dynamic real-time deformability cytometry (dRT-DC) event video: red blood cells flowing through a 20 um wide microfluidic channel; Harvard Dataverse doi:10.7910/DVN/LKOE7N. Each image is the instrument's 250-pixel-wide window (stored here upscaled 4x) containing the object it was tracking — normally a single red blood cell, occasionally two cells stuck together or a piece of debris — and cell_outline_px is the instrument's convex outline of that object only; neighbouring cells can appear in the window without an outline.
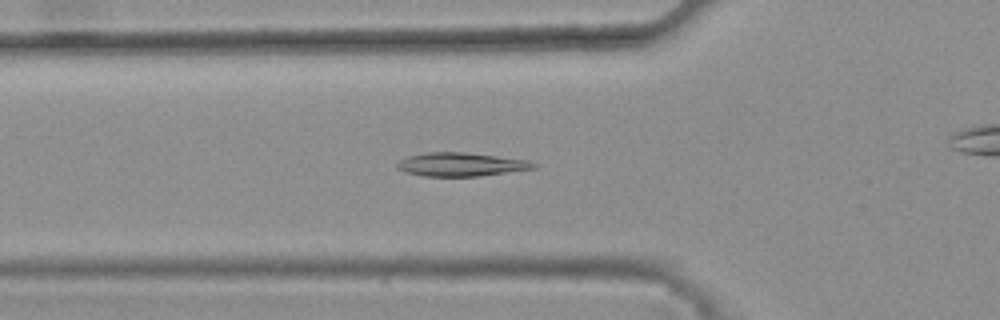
{"species": "common noctule bat (a hibernating species)", "species_latin": "Nyctalus noctula", "temperature_condition": "warm", "stored_images_in_passage": 46, "camera_frame_rate_fps": 3000, "um_per_image_px": 0.085, "animal": {"sex": "female", "body_mass_g": 25.1}, "frame": {"image": 1, "passage_image": 17, "time_ms": 5.333, "image_size_px": [1000, 320], "cell_outline_px": [[536, 168], [480, 176], [420, 176], [404, 172], [396, 168], [396, 164], [400, 160], [408, 156], [428, 152], [464, 152], [532, 160], [536, 164]], "centroid_in_image_um": [39.18, 13.98], "position_along_channel_um": 86.6, "area_um2": 18.9}}
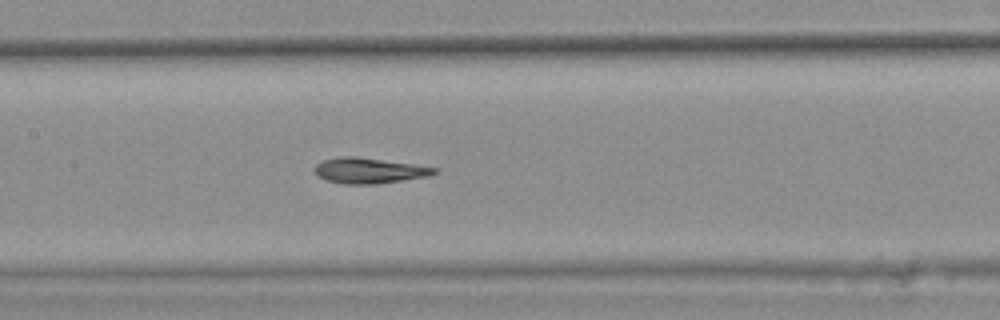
{"frame": {"image": 2, "passage_image": 24, "time_ms": 7.667, "image_size_px": [1000, 320], "cell_outline_px": [[440, 168], [436, 172], [428, 176], [376, 184], [344, 184], [328, 180], [320, 176], [312, 168], [316, 164], [324, 160], [344, 156], [356, 156]], "centroid_in_image_um": [31.38, 14.5], "position_along_channel_um": 176.0, "area_um2": 17.57}}
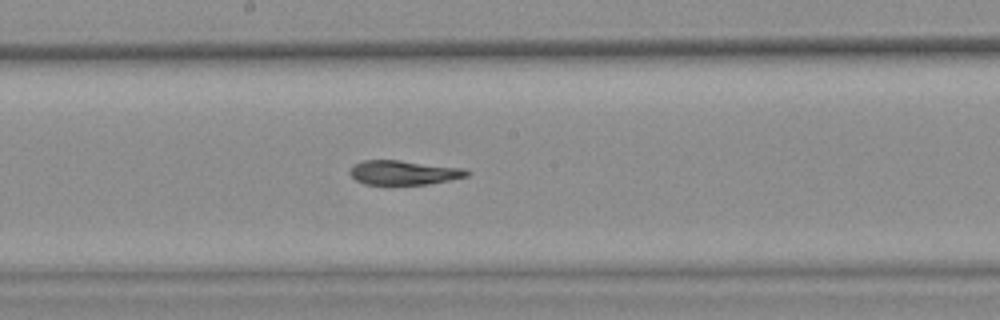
{"frame": {"image": 3, "passage_image": 27, "time_ms": 8.667, "image_size_px": [1000, 320], "cell_outline_px": [[472, 172], [468, 176], [428, 184], [364, 184], [356, 180], [348, 172], [348, 168], [352, 164], [364, 160], [400, 160], [468, 168]], "centroid_in_image_um": [34.33, 14.65], "position_along_channel_um": 213.9, "area_um2": 16.88}, "authors_computed_cell_mechanics": {"area_um2": 18.0336, "velocity_mm_per_s": 3.8158, "shape_relaxation_time_tau1_ms": null, "shape_relaxation_time_tau2_ms": 6.8226, "deformation_change_tau1": null, "deformation_change_tau2": 0.1269}}